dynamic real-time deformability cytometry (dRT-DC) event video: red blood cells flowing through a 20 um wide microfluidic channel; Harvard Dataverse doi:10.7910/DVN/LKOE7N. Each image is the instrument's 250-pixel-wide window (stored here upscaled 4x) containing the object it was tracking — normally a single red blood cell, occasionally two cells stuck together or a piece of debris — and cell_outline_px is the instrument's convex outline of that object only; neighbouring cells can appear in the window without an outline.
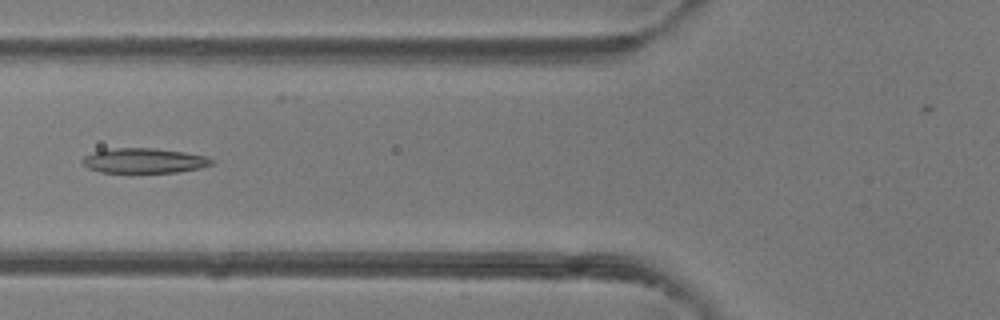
{"species": "common noctule bat (a hibernating species)", "species_latin": "Nyctalus noctula", "temperature_condition": "room temperature", "stored_images_in_passage": 7, "camera_frame_rate_fps": 3000, "um_per_image_px": 0.085, "animal": {"sex": "female"}, "frame": {"image": 1, "passage_image": 6, "time_ms": 1.667, "image_size_px": [1000, 320], "cell_outline_px": [[212, 164], [200, 168], [176, 172], [132, 176], [100, 172], [88, 168], [80, 160], [84, 156], [92, 152], [112, 148], [156, 148], [184, 152], [204, 156], [212, 160]], "centroid_in_image_um": [12.16, 13.71], "position_along_channel_um": 113.6, "area_um2": 19.71}}
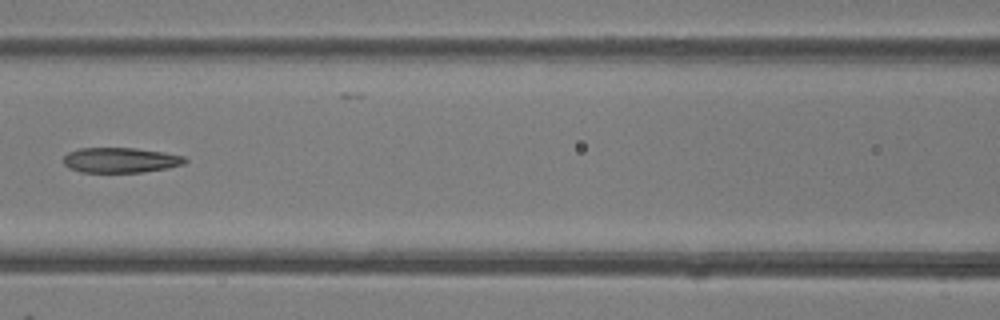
{"frame": {"image": 2, "passage_image": 7, "time_ms": 2.0, "image_size_px": [1000, 320], "cell_outline_px": [[188, 160], [184, 164], [168, 168], [144, 172], [80, 172], [68, 168], [64, 164], [64, 156], [68, 152], [80, 148], [136, 148], [164, 152], [184, 156]], "centroid_in_image_um": [10.25, 13.61], "position_along_channel_um": 156.3, "area_um2": 17.92}}